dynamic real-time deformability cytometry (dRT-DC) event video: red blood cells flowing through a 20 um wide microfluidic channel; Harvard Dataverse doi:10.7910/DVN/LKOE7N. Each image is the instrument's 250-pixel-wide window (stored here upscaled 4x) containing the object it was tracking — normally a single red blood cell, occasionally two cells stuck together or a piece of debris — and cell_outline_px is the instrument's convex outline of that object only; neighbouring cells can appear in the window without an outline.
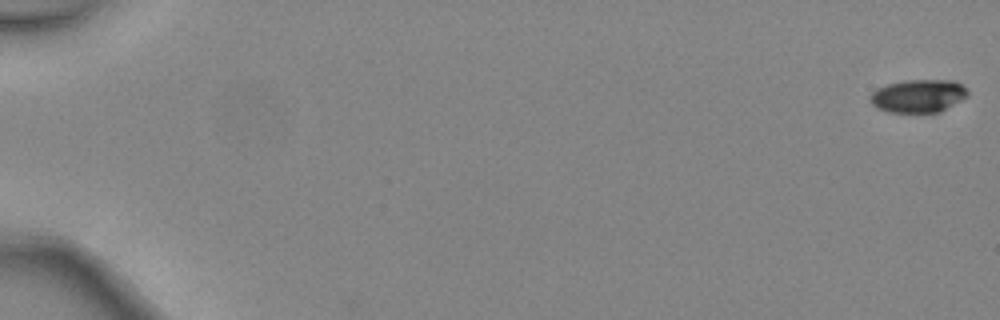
{"species": "common noctule bat (a hibernating species)", "species_latin": "Nyctalus noctula", "temperature_condition": "warm", "stored_images_in_passage": 5, "camera_frame_rate_fps": 3000, "um_per_image_px": 0.085, "animal": {"sex": "female", "body_mass_g": 24.6, "forearm_length_mm": 56.2}, "frame": {"image": 1, "passage_image": 1, "time_ms": 0.0, "image_size_px": [1000, 320], "cell_outline_px": [[968, 96], [940, 112], [888, 112], [876, 108], [868, 100], [868, 96], [876, 88], [888, 84], [904, 80], [956, 80], [968, 92]], "centroid_in_image_um": [78.01, 8.15], "position_along_channel_um": 7.0, "area_um2": 18.9}}
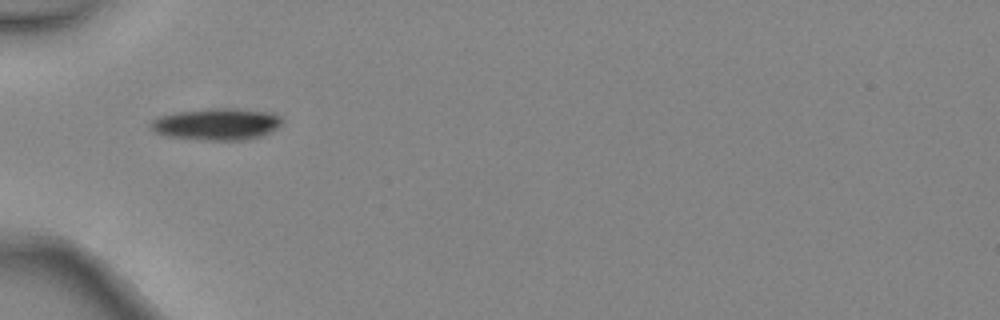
{"frame": {"image": 2, "passage_image": 5, "time_ms": 1.333, "image_size_px": [1000, 320], "cell_outline_px": [[280, 124], [276, 128], [260, 136], [244, 140], [200, 140], [168, 136], [152, 132], [148, 128], [148, 124], [152, 120], [160, 116], [176, 112], [212, 108], [268, 112], [280, 116]], "centroid_in_image_um": [18.3, 10.57], "position_along_channel_um": 66.7, "area_um2": 23.99}}